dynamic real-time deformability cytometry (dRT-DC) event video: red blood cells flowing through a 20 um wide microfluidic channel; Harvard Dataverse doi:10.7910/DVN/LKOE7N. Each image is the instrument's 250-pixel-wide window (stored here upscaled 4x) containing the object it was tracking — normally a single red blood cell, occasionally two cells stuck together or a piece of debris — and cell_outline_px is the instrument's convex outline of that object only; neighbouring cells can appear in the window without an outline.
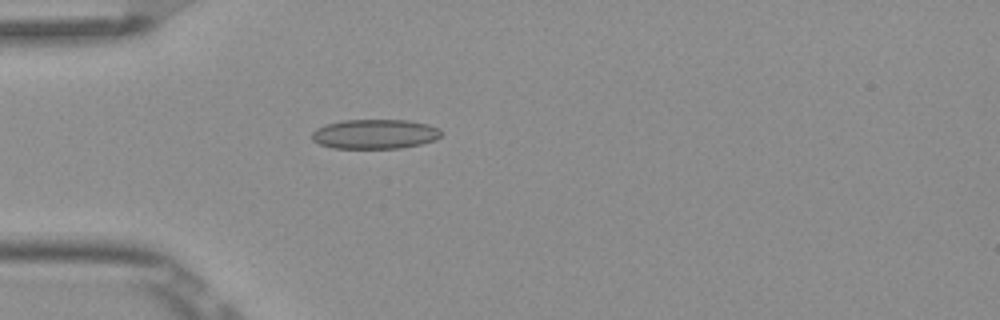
{"species": "Egyptian fruit bat (a non-hibernating species)", "species_latin": "Rousettus aegyptiacus", "temperature_condition": "room temperature", "stored_images_in_passage": 5, "camera_frame_rate_fps": 3000, "um_per_image_px": 0.085, "frame": {"image": 1, "passage_image": 5, "time_ms": 1.333, "image_size_px": [1000, 320], "cell_outline_px": [[440, 136], [432, 140], [420, 144], [400, 148], [332, 148], [320, 144], [312, 140], [312, 132], [316, 128], [324, 124], [344, 120], [408, 120], [428, 124], [440, 128]], "centroid_in_image_um": [31.83, 11.39], "position_along_channel_um": 53.2, "area_um2": 22.25}}